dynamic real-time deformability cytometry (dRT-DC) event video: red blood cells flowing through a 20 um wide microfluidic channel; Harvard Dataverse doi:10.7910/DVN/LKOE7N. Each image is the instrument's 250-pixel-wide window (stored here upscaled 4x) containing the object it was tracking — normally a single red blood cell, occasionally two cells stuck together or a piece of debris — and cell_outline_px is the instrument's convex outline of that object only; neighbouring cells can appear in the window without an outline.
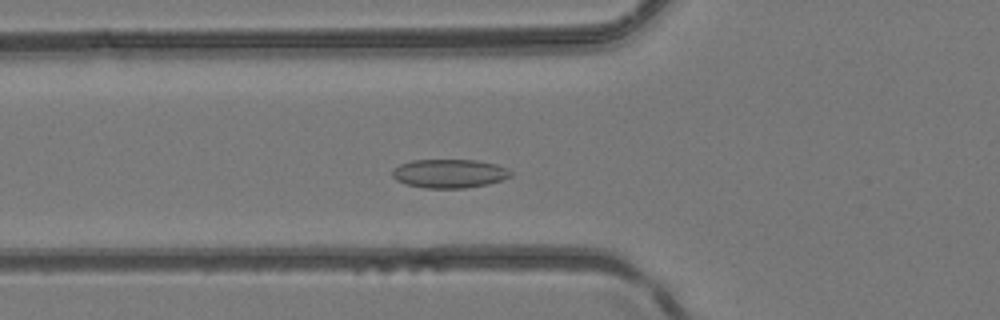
{"species": "common noctule bat (a hibernating species)", "species_latin": "Nyctalus noctula", "temperature_condition": "room temperature", "stored_images_in_passage": 43, "camera_frame_rate_fps": 3000, "um_per_image_px": 0.085, "animal": {"sex": "female", "body_mass_g": 24.6, "forearm_length_mm": 56.2}, "frame": {"image": 1, "passage_image": 12, "time_ms": 3.667, "image_size_px": [1000, 320], "cell_outline_px": [[512, 176], [504, 180], [488, 184], [464, 188], [424, 188], [408, 184], [396, 180], [392, 176], [392, 168], [400, 164], [412, 160], [476, 160], [496, 164], [508, 168], [512, 172]], "centroid_in_image_um": [38.22, 14.75], "position_along_channel_um": 87.6, "area_um2": 20.0}}
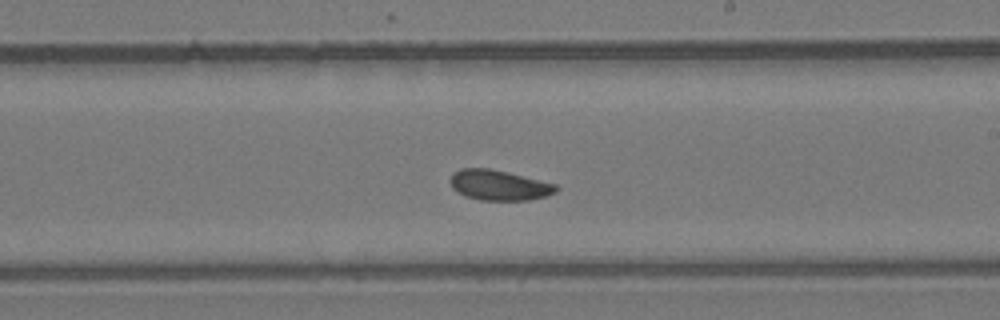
{"frame": {"image": 2, "passage_image": 23, "time_ms": 7.333, "image_size_px": [1000, 320], "cell_outline_px": [[560, 188], [556, 192], [544, 196], [528, 200], [480, 200], [464, 196], [452, 188], [448, 180], [452, 172], [460, 168], [488, 168], [508, 172], [556, 184]], "centroid_in_image_um": [42.37, 15.73], "position_along_channel_um": 246.6, "area_um2": 18.84}}
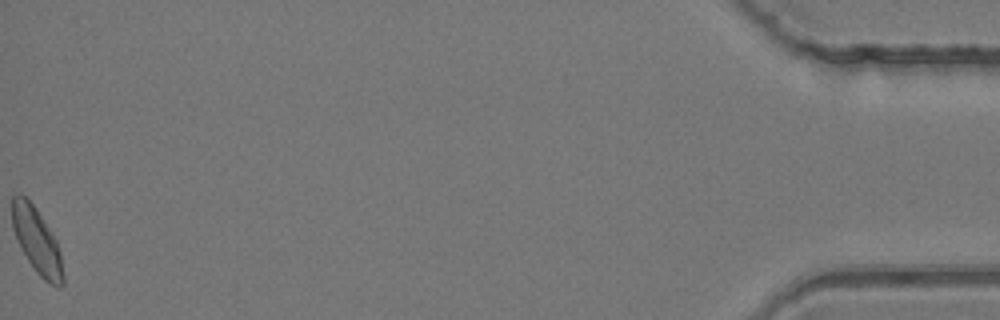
{"frame": {"image": 3, "passage_image": 43, "time_ms": 14.0, "image_size_px": [1000, 320], "cell_outline_px": [[64, 284], [60, 288], [44, 280], [36, 272], [28, 260], [12, 228], [12, 196], [16, 192], [20, 192], [32, 204], [56, 240], [60, 252], [64, 276]], "centroid_in_image_um": [3.13, 20.48], "position_along_channel_um": 432.1, "area_um2": 19.07}}